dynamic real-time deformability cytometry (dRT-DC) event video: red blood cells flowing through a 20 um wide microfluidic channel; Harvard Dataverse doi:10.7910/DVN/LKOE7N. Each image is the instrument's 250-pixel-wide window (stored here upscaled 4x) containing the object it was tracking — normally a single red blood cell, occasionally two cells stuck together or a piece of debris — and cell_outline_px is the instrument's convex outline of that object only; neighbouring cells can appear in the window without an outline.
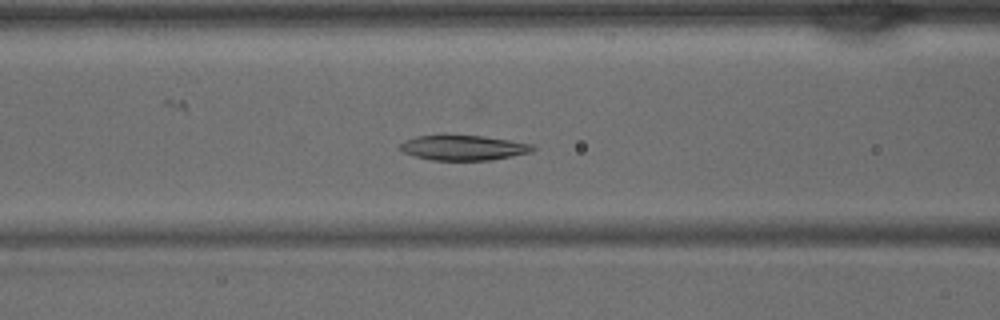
{"species": "common noctule bat (a hibernating species)", "species_latin": "Nyctalus noctula", "temperature_condition": "warm", "stored_images_in_passage": 43, "camera_frame_rate_fps": 3000, "um_per_image_px": 0.085, "animal": {"sex": "male", "body_mass_g": 15.6}, "frame": {"image": 1, "passage_image": 17, "time_ms": 5.333, "image_size_px": [1000, 320], "cell_outline_px": [[536, 148], [532, 152], [492, 160], [432, 160], [400, 152], [400, 144], [404, 140], [416, 136], [484, 136], [532, 144]], "centroid_in_image_um": [39.39, 12.57], "position_along_channel_um": 127.2, "area_um2": 19.19}}
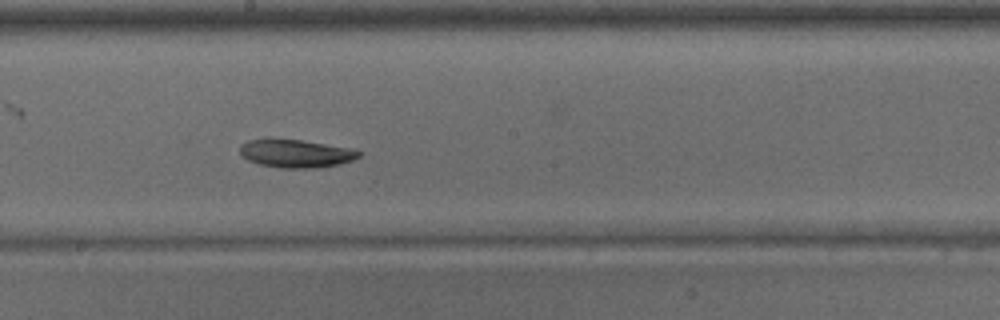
{"frame": {"image": 2, "passage_image": 23, "time_ms": 7.333, "image_size_px": [1000, 320], "cell_outline_px": [[360, 156], [352, 160], [340, 164], [316, 168], [280, 168], [260, 164], [248, 160], [240, 156], [240, 144], [248, 140], [268, 136], [300, 140], [356, 148], [360, 152]], "centroid_in_image_um": [25.11, 13.01], "position_along_channel_um": 223.1, "area_um2": 20.17}}
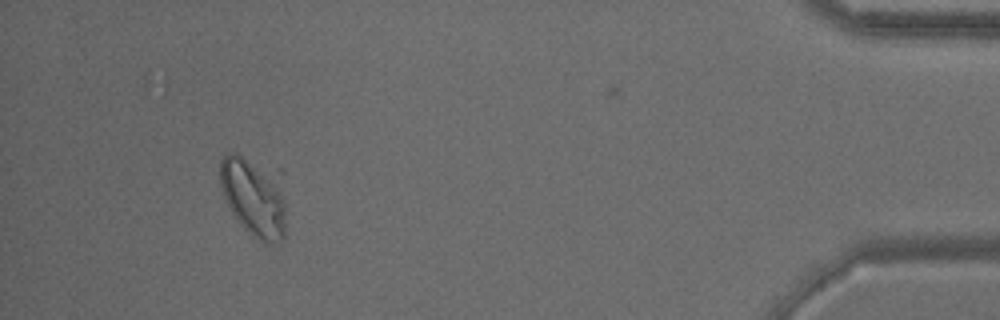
{"frame": {"image": 3, "passage_image": 39, "time_ms": 12.667, "image_size_px": [1000, 320], "cell_outline_px": [[284, 240], [276, 244], [264, 244], [252, 236], [240, 224], [224, 200], [220, 184], [220, 160], [224, 152], [236, 152], [284, 168]], "centroid_in_image_um": [21.64, 16.6], "position_along_channel_um": 413.6, "area_um2": 32.77}}